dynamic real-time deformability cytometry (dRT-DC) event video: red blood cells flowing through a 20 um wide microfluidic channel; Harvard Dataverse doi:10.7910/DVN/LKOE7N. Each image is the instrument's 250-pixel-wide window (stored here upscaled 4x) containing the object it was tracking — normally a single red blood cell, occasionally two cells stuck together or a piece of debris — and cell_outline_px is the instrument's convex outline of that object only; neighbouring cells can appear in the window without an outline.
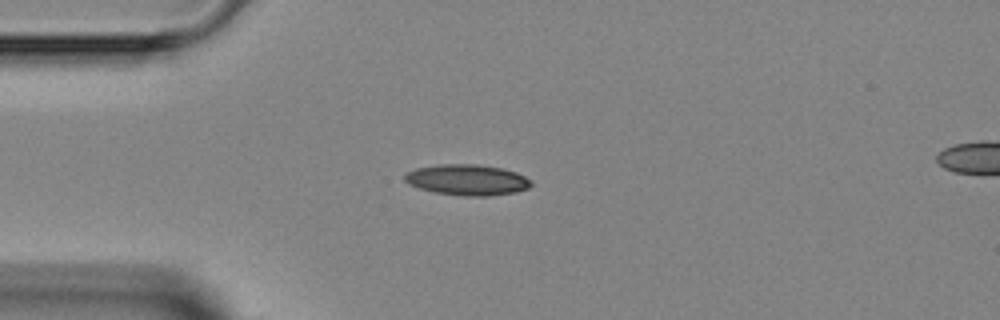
{"species": "Egyptian fruit bat (a non-hibernating species)", "species_latin": "Rousettus aegyptiacus", "temperature_condition": "room temperature", "stored_images_in_passage": 2, "camera_frame_rate_fps": 3000, "um_per_image_px": 0.085, "animal": {"sex": "female"}, "frame": {"image": 1, "passage_image": 1, "time_ms": 0.0, "image_size_px": [1000, 320], "cell_outline_px": [[532, 184], [528, 188], [516, 192], [488, 196], [464, 196], [436, 192], [420, 188], [408, 184], [404, 180], [404, 176], [408, 172], [416, 168], [440, 164], [476, 164], [500, 168], [516, 172], [532, 180]], "centroid_in_image_um": [39.72, 15.29], "position_along_channel_um": 45.3, "area_um2": 22.6}}